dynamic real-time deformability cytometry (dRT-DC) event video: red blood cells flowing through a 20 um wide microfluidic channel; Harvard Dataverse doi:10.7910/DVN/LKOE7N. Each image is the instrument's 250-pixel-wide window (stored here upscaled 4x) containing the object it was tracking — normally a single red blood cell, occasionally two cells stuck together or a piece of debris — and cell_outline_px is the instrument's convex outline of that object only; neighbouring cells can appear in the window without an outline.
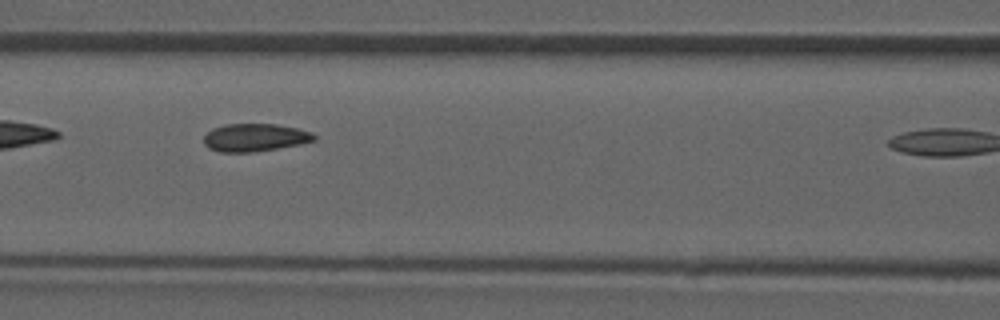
{"species": "common noctule bat (a hibernating species)", "species_latin": "Nyctalus noctula", "temperature_condition": "room temperature", "stored_images_in_passage": 8, "camera_frame_rate_fps": 3000, "um_per_image_px": 0.085, "animal": {"sex": "male", "forearm_length_mm": 52.5}, "frame": {"image": 1, "passage_image": 6, "time_ms": 5.667, "image_size_px": [1000, 320], "cell_outline_px": [[316, 140], [300, 144], [252, 152], [220, 152], [208, 148], [204, 144], [204, 136], [212, 128], [224, 124], [276, 124], [296, 128], [312, 132], [316, 136]], "centroid_in_image_um": [21.65, 11.68], "position_along_channel_um": 145.0, "area_um2": 17.86}}